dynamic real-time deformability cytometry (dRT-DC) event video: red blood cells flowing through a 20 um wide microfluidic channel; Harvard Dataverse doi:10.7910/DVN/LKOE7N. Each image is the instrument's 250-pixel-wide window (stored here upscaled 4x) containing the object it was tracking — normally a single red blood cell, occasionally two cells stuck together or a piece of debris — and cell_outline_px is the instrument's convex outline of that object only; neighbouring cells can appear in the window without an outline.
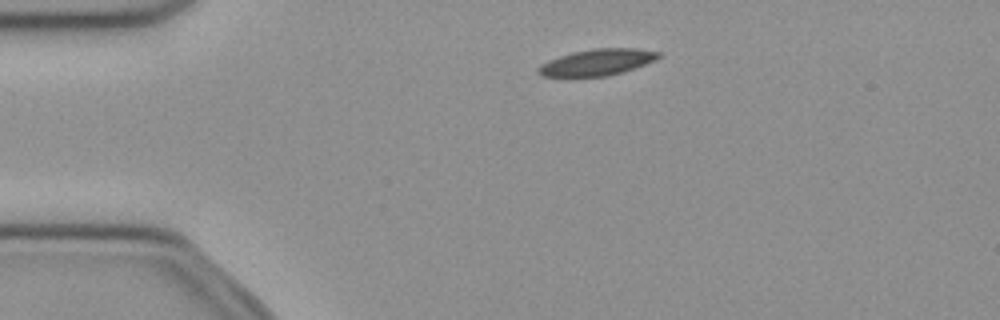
{"species": "common noctule bat (a hibernating species)", "species_latin": "Nyctalus noctula", "temperature_condition": "cold", "stored_images_in_passage": 46, "camera_frame_rate_fps": 3000, "um_per_image_px": 0.085, "animal": {"sex": "female", "body_mass_g": 21.9}, "frame": {"image": 1, "passage_image": 5, "time_ms": 1.333, "image_size_px": [1000, 320], "cell_outline_px": [[664, 56], [656, 60], [608, 76], [544, 76], [536, 72], [536, 68], [548, 60], [572, 52], [596, 48], [640, 48], [660, 52]], "centroid_in_image_um": [50.79, 5.27], "position_along_channel_um": 34.2, "area_um2": 18.38}}
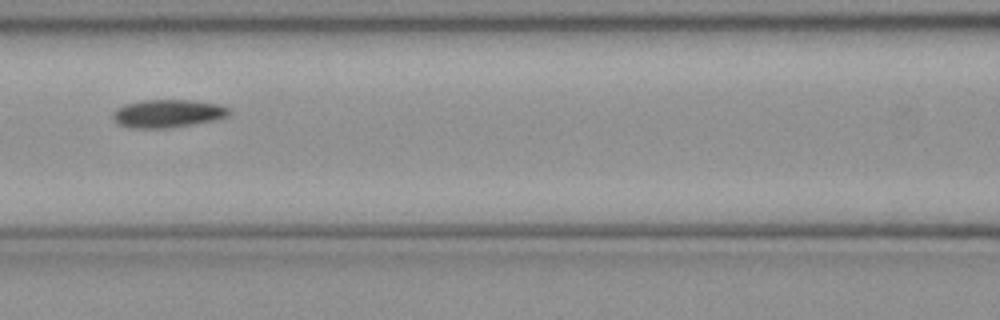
{"frame": {"image": 2, "passage_image": 17, "time_ms": 5.333, "image_size_px": [1000, 320], "cell_outline_px": [[232, 112], [228, 116], [212, 120], [192, 124], [168, 128], [128, 128], [120, 124], [112, 116], [116, 108], [124, 104], [140, 100], [192, 100], [220, 104], [232, 108]], "centroid_in_image_um": [14.29, 9.63], "position_along_channel_um": 152.3, "area_um2": 19.07}}
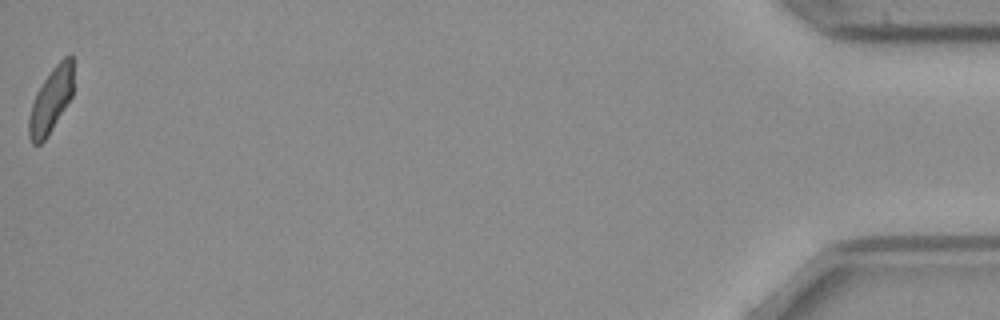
{"frame": {"image": 3, "passage_image": 46, "time_ms": 15.0, "image_size_px": [1000, 320], "cell_outline_px": [[72, 96], [44, 140], [40, 144], [32, 144], [28, 136], [28, 116], [36, 92], [52, 68], [64, 56], [72, 52]], "centroid_in_image_um": [4.3, 8.51], "position_along_channel_um": 430.9, "area_um2": 16.59}, "authors_computed_cell_mechanics": {"area_um2": 18.3804, "velocity_mm_per_s": 3.9548, "shape_relaxation_time_tau1_ms": 5.5221, "shape_relaxation_time_tau2_ms": 8.5031, "deformation_change_tau1": 0.1486, "deformation_change_tau2": 0.1595}}